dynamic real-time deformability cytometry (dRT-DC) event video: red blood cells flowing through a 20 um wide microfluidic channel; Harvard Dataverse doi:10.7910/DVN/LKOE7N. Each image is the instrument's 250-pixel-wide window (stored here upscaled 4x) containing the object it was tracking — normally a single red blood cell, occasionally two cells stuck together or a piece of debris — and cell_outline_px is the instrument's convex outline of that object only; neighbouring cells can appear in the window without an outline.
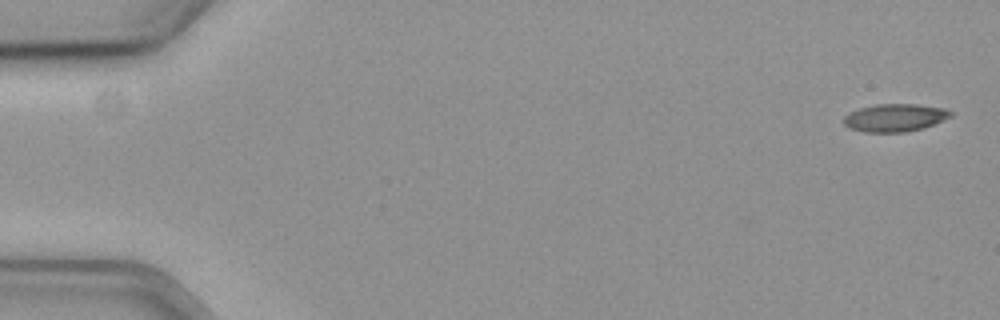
{"species": "common noctule bat (a hibernating species)", "species_latin": "Nyctalus noctula", "temperature_condition": "cold", "stored_images_in_passage": 14, "camera_frame_rate_fps": 3000, "um_per_image_px": 0.085, "animal": {"sex": "female", "body_mass_g": 19.3, "forearm_length_mm": 54.1}, "frame": {"image": 1, "passage_image": 1, "time_ms": 0.0, "image_size_px": [1000, 320], "cell_outline_px": [[952, 116], [932, 124], [920, 128], [904, 132], [864, 132], [852, 128], [844, 124], [844, 116], [860, 108], [876, 104], [912, 104], [944, 108], [952, 112]], "centroid_in_image_um": [76.05, 10.0], "position_along_channel_um": 8.9, "area_um2": 16.88}}